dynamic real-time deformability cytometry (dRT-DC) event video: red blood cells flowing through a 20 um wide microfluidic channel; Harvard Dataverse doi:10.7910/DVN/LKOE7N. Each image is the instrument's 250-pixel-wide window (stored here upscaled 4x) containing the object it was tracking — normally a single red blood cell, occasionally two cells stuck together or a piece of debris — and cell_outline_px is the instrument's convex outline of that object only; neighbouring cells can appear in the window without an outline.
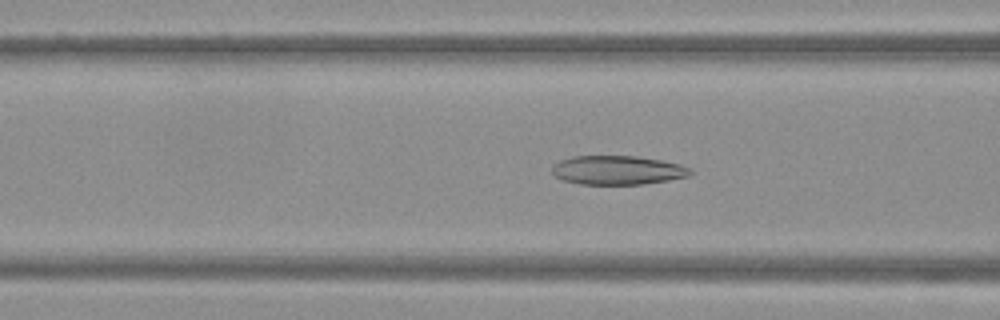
{"species": "Egyptian fruit bat (a non-hibernating species)", "species_latin": "Rousettus aegyptiacus", "temperature_condition": "warm", "stored_images_in_passage": 50, "camera_frame_rate_fps": 3000, "um_per_image_px": 0.085, "frame": {"image": 1, "passage_image": 20, "time_ms": 6.333, "image_size_px": [1000, 320], "cell_outline_px": [[692, 172], [688, 176], [668, 180], [644, 184], [580, 184], [564, 180], [556, 176], [552, 172], [552, 168], [560, 160], [572, 156], [636, 156], [660, 160], [680, 164], [692, 168]], "centroid_in_image_um": [52.52, 14.46], "position_along_channel_um": 114.1, "area_um2": 23.24}}
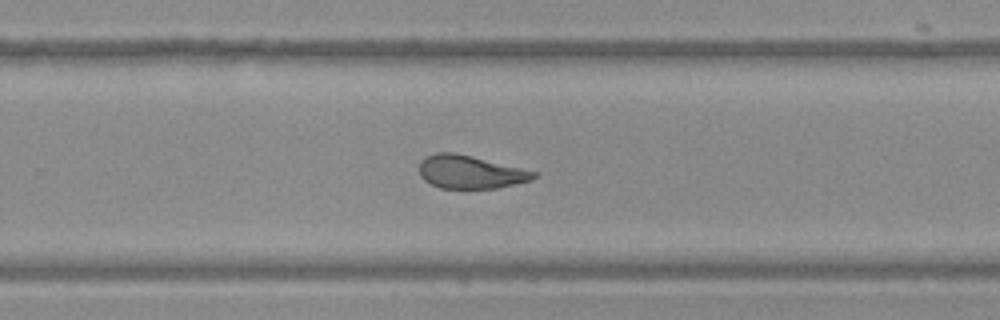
{"frame": {"image": 2, "passage_image": 33, "time_ms": 10.667, "image_size_px": [1000, 320], "cell_outline_px": [[536, 176], [532, 180], [516, 184], [496, 188], [440, 188], [424, 180], [420, 176], [420, 160], [436, 152], [452, 152], [520, 168], [536, 172]], "centroid_in_image_um": [39.94, 14.63], "position_along_channel_um": 289.9, "area_um2": 21.68}}
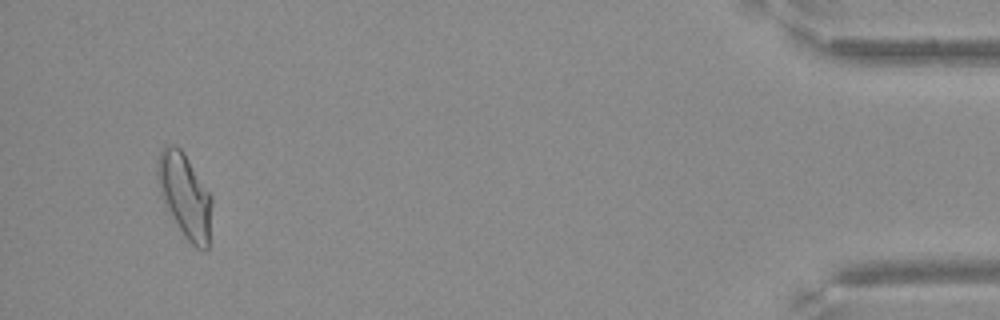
{"frame": {"image": 3, "passage_image": 48, "time_ms": 15.667, "image_size_px": [1000, 320], "cell_outline_px": [[212, 204], [208, 248], [204, 252], [196, 248], [184, 236], [168, 208], [160, 192], [156, 176], [156, 164], [160, 152], [164, 144], [176, 144], [184, 152], [212, 196]], "centroid_in_image_um": [15.72, 16.59], "position_along_channel_um": 419.5, "area_um2": 26.65}}